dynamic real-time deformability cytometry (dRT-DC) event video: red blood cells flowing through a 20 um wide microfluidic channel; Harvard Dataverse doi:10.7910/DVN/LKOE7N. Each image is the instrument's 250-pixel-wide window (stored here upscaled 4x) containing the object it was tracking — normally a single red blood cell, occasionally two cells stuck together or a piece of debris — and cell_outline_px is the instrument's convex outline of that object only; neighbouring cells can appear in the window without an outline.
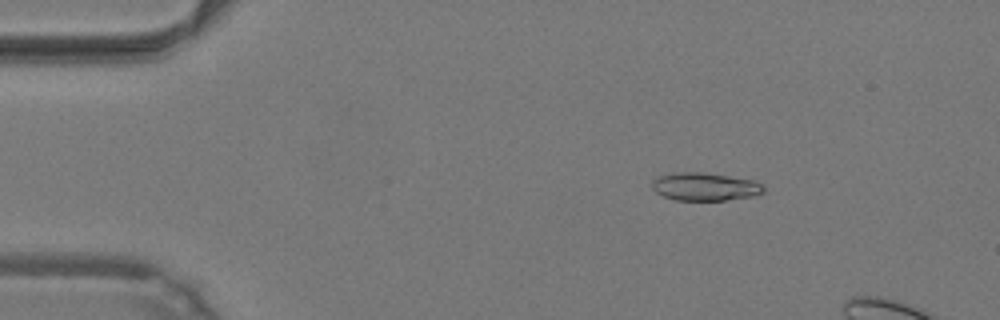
{"species": "common noctule bat (a hibernating species)", "species_latin": "Nyctalus noctula", "temperature_condition": "warm", "stored_images_in_passage": 13, "camera_frame_rate_fps": 3000, "um_per_image_px": 0.085, "animal": {"sex": "male", "body_mass_g": 19.2, "forearm_length_mm": 51.8}, "frame": {"image": 1, "passage_image": 8, "time_ms": 2.333, "image_size_px": [1000, 320], "cell_outline_px": [[764, 192], [752, 196], [724, 200], [676, 200], [664, 196], [656, 192], [652, 188], [652, 180], [660, 176], [676, 172], [704, 172], [752, 180], [760, 184], [764, 188]], "centroid_in_image_um": [59.89, 15.86], "position_along_channel_um": 25.1, "area_um2": 17.98}}